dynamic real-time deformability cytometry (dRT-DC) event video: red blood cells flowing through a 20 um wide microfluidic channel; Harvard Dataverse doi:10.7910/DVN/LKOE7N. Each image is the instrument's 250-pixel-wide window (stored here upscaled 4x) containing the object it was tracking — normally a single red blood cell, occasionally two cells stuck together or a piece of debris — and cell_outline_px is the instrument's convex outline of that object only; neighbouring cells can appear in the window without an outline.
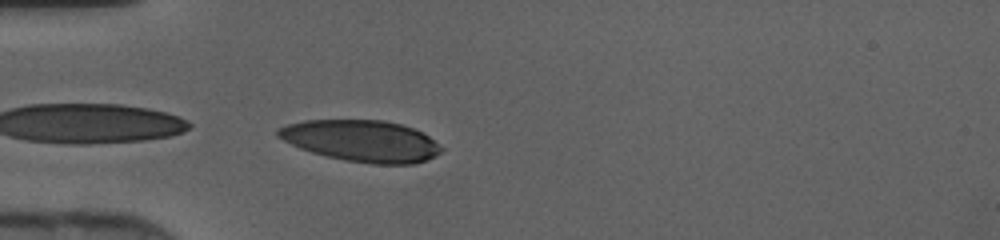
{"species": "human", "species_latin": "Homo sapiens", "temperature_condition": "cold", "stored_images_in_passage": 13, "camera_frame_rate_fps": 3000, "um_per_image_px": 0.085, "donor": {"sex": "female"}, "frame": {"image": 1, "passage_image": 13, "time_ms": 4.0, "image_size_px": [1000, 240], "cell_outline_px": [[444, 148], [436, 156], [412, 164], [372, 164], [344, 160], [312, 152], [300, 148], [276, 136], [276, 128], [288, 124], [304, 120], [384, 120], [400, 124], [412, 128], [428, 136]], "centroid_in_image_um": [30.71, 11.97], "position_along_channel_um": 54.3, "area_um2": 39.3}}